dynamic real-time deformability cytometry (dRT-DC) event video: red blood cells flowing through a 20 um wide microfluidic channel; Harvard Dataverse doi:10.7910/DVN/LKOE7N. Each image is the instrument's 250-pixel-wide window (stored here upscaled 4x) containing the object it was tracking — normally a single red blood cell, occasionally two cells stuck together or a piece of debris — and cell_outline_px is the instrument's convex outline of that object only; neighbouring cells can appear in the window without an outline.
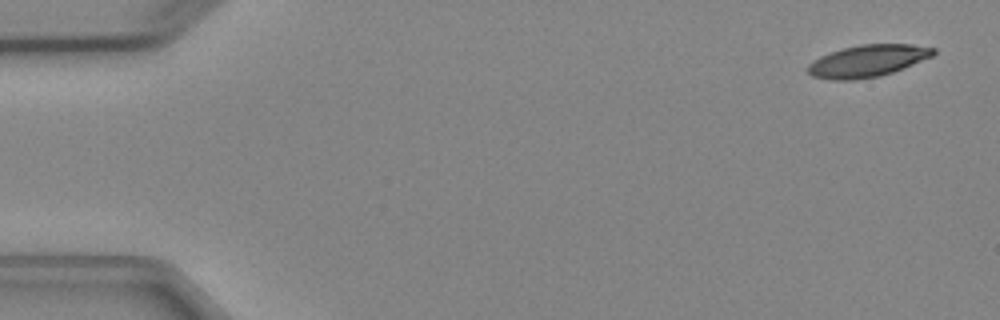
{"species": "Egyptian fruit bat (a non-hibernating species)", "species_latin": "Rousettus aegyptiacus", "temperature_condition": "cold", "stored_images_in_passage": 4, "camera_frame_rate_fps": 3000, "um_per_image_px": 0.085, "animal": {"sex": "female"}, "frame": {"image": 1, "passage_image": 1, "time_ms": 0.0, "image_size_px": [1000, 320], "cell_outline_px": [[936, 52], [932, 56], [904, 68], [880, 76], [856, 80], [832, 80], [812, 76], [808, 72], [808, 64], [812, 60], [820, 56], [844, 48], [860, 44], [912, 44], [936, 48]], "centroid_in_image_um": [73.75, 5.18], "position_along_channel_um": 11.3, "area_um2": 23.41}}
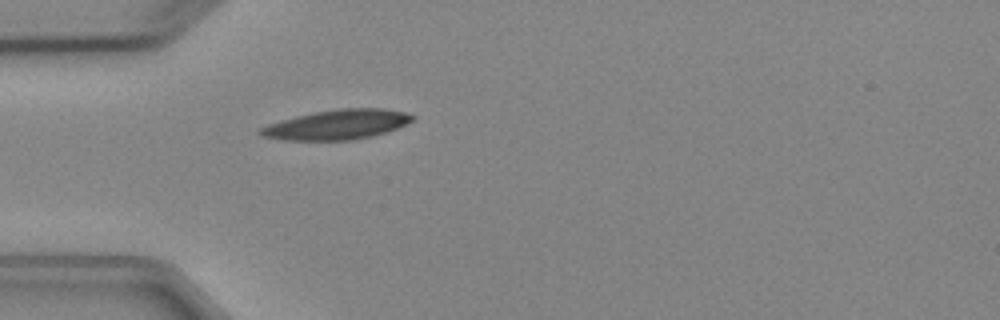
{"frame": {"image": 2, "passage_image": 4, "time_ms": 4.333, "image_size_px": [1000, 320], "cell_outline_px": [[416, 116], [412, 120], [396, 128], [372, 136], [352, 140], [284, 140], [260, 136], [256, 132], [260, 128], [268, 124], [280, 120], [312, 112], [340, 108], [384, 108], [404, 112]], "centroid_in_image_um": [28.6, 10.59], "position_along_channel_um": 56.4, "area_um2": 26.36}}